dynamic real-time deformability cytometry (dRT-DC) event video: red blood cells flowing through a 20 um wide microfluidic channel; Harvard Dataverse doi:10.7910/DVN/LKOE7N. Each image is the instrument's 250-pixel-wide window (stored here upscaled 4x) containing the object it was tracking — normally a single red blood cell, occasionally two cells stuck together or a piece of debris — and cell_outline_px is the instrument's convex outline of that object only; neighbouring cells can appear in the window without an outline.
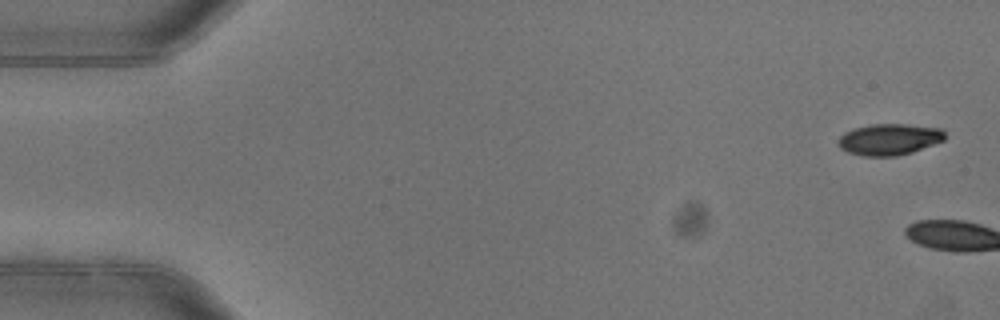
{"species": "common noctule bat (a hibernating species)", "species_latin": "Nyctalus noctula", "temperature_condition": "warm", "stored_images_in_passage": 6, "camera_frame_rate_fps": 3000, "um_per_image_px": 0.085, "animal": {"sex": "female"}, "frame": {"image": 1, "passage_image": 1, "time_ms": 0.0, "image_size_px": [1000, 320], "cell_outline_px": [[944, 140], [912, 152], [896, 156], [864, 156], [848, 152], [840, 148], [836, 140], [844, 132], [856, 128], [872, 124], [908, 124], [940, 128], [944, 132]], "centroid_in_image_um": [75.56, 11.84], "position_along_channel_um": 9.4, "area_um2": 19.42}}